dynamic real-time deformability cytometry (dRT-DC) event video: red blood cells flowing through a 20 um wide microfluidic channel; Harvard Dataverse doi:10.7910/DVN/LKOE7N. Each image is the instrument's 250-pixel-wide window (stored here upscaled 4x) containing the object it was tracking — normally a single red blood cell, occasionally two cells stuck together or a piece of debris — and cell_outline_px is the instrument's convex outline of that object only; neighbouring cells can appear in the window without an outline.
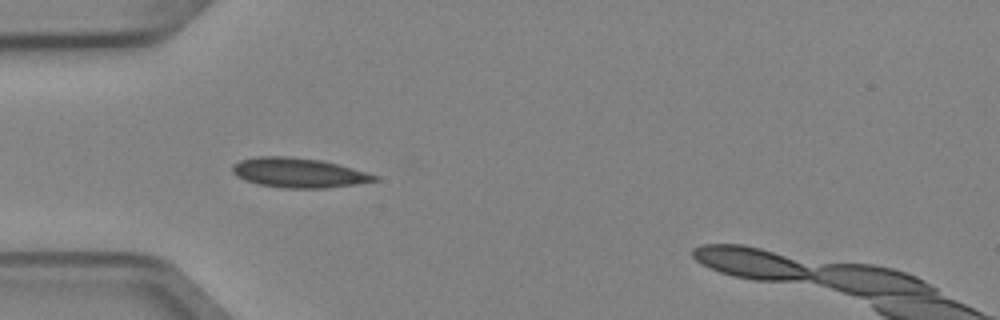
{"species": "Egyptian fruit bat (a non-hibernating species)", "species_latin": "Rousettus aegyptiacus", "temperature_condition": "cold", "stored_images_in_passage": 7, "camera_frame_rate_fps": 3000, "um_per_image_px": 0.085, "animal": {"sex": "female"}, "frame": {"image": 1, "passage_image": 5, "time_ms": 1.333, "image_size_px": [1000, 320], "cell_outline_px": [[380, 180], [356, 184], [328, 188], [284, 188], [260, 184], [244, 180], [236, 176], [232, 172], [232, 164], [240, 160], [256, 156], [288, 156], [320, 160], [352, 168], [380, 176]], "centroid_in_image_um": [25.37, 14.68], "position_along_channel_um": 59.6, "area_um2": 24.62}}
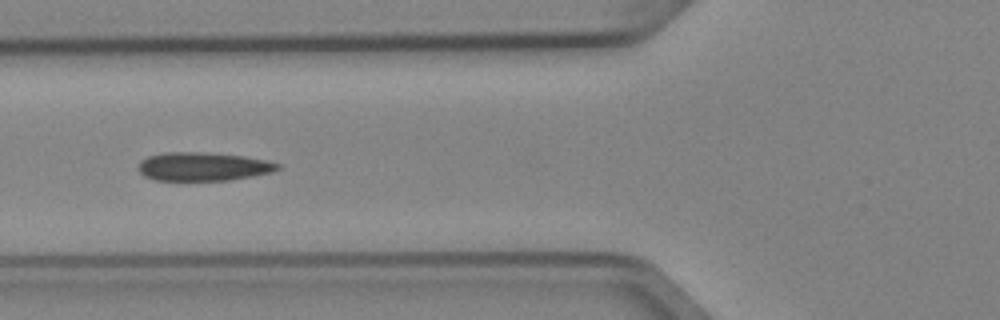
{"frame": {"image": 2, "passage_image": 6, "time_ms": 1.667, "image_size_px": [1000, 320], "cell_outline_px": [[280, 168], [272, 172], [252, 176], [228, 180], [152, 180], [144, 176], [136, 168], [140, 160], [148, 156], [164, 152], [200, 152], [244, 156], [264, 160], [280, 164]], "centroid_in_image_um": [17.2, 14.16], "position_along_channel_um": 108.6, "area_um2": 23.18}}
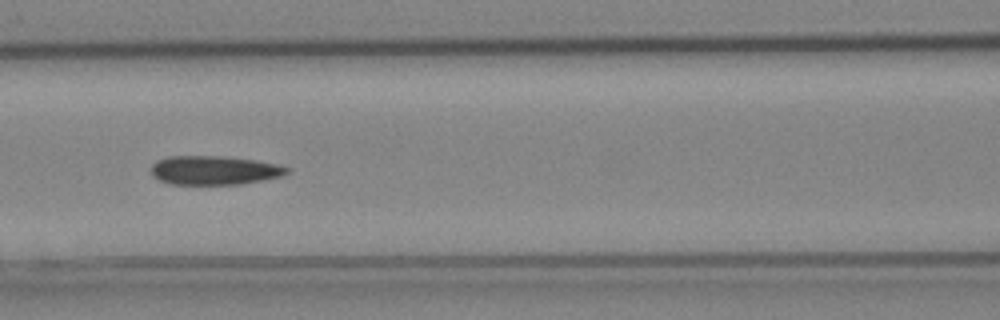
{"frame": {"image": 3, "passage_image": 7, "time_ms": 2.0, "image_size_px": [1000, 320], "cell_outline_px": [[288, 172], [280, 176], [264, 180], [240, 184], [168, 184], [152, 176], [152, 164], [156, 160], [168, 156], [224, 156], [256, 160], [276, 164], [288, 168]], "centroid_in_image_um": [18.17, 14.47], "position_along_channel_um": 148.4, "area_um2": 22.89}}